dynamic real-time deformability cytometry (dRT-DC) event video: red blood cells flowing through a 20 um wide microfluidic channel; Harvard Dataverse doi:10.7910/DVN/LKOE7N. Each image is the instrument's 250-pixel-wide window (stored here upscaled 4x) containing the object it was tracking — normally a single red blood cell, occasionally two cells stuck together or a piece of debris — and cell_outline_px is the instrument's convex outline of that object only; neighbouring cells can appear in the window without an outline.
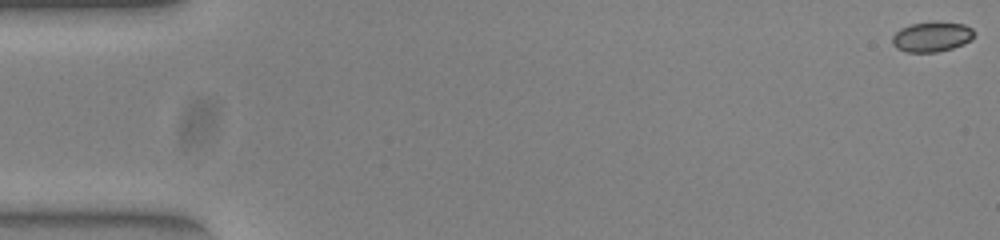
{"species": "common noctule bat (a hibernating species)", "species_latin": "Nyctalus noctula", "temperature_condition": "warm", "stored_images_in_passage": 46, "camera_frame_rate_fps": 3000, "um_per_image_px": 0.085, "animal": {"sex": "female", "body_mass_g": 23.0, "forearm_length_mm": 53.4}, "frame": {"image": 1, "passage_image": 1, "time_ms": 0.0, "image_size_px": [1000, 240], "cell_outline_px": [[976, 32], [972, 40], [964, 44], [952, 48], [936, 52], [908, 52], [896, 48], [892, 44], [892, 36], [900, 28], [912, 24], [964, 24], [972, 28]], "centroid_in_image_um": [79.21, 3.17], "position_along_channel_um": 5.8, "area_um2": 13.93}}
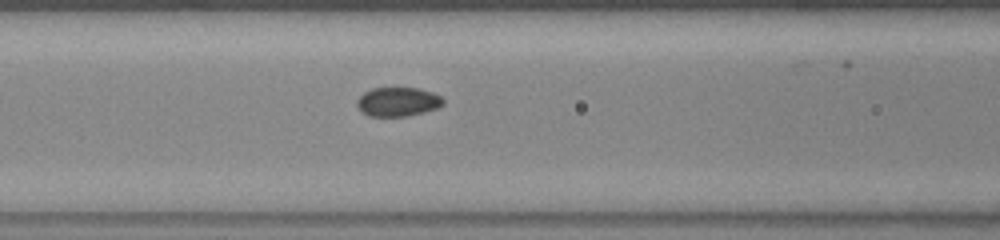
{"frame": {"image": 2, "passage_image": 23, "time_ms": 7.333, "image_size_px": [1000, 240], "cell_outline_px": [[444, 104], [436, 108], [424, 112], [404, 116], [368, 116], [356, 104], [356, 100], [364, 92], [372, 88], [420, 88], [432, 92], [440, 96], [444, 100]], "centroid_in_image_um": [33.82, 8.64], "position_along_channel_um": 132.8, "area_um2": 14.51}}
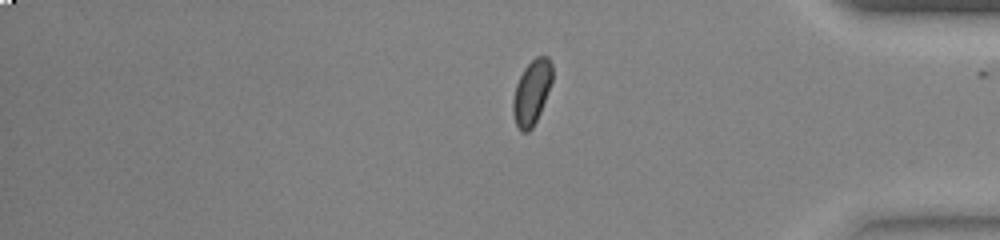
{"frame": {"image": 3, "passage_image": 45, "time_ms": 14.667, "image_size_px": [1000, 240], "cell_outline_px": [[552, 80], [540, 112], [532, 128], [528, 132], [520, 132], [516, 124], [512, 112], [512, 100], [516, 84], [524, 68], [536, 56], [548, 56], [552, 64]], "centroid_in_image_um": [45.18, 7.85], "position_along_channel_um": 390.0, "area_um2": 14.74}, "authors_computed_cell_mechanics": {"area_um2": 14.7679, "velocity_mm_per_s": 3.8323, "shape_relaxation_time_tau1_ms": 3.3522, "shape_relaxation_time_tau2_ms": null, "deformation_change_tau1": 0.0706, "deformation_change_tau2": null}}